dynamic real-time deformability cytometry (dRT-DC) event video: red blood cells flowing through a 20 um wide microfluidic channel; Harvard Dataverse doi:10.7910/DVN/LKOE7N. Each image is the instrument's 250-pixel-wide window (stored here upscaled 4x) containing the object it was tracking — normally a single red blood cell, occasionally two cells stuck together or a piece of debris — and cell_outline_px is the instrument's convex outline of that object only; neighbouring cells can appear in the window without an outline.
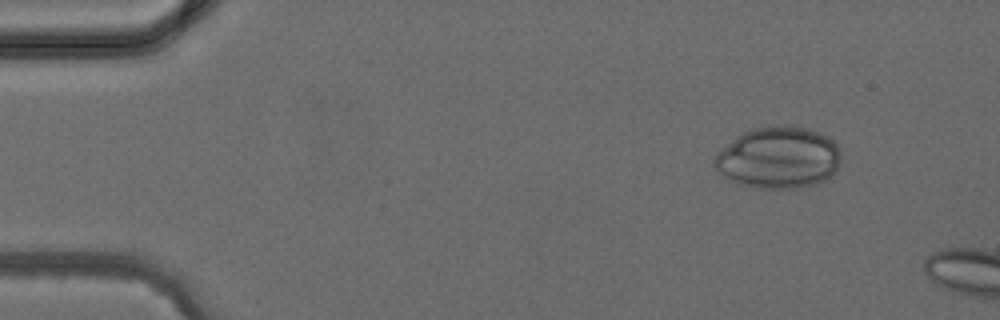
{"species": "common noctule bat (a hibernating species)", "species_latin": "Nyctalus noctula", "temperature_condition": "cold", "stored_images_in_passage": 2, "camera_frame_rate_fps": 3000, "um_per_image_px": 0.085, "animal": {"sex": "female", "body_mass_g": 24.6, "forearm_length_mm": 56.2}, "frame": {"image": 1, "passage_image": 1, "time_ms": 0.0, "image_size_px": [1000, 320], "cell_outline_px": [[840, 164], [836, 172], [832, 176], [816, 184], [800, 188], [756, 188], [740, 184], [728, 180], [712, 164], [712, 160], [732, 140], [744, 132], [756, 128], [776, 124], [808, 128], [832, 140], [836, 144], [840, 152]], "centroid_in_image_um": [66.19, 13.42], "position_along_channel_um": 18.8, "area_um2": 45.43}}